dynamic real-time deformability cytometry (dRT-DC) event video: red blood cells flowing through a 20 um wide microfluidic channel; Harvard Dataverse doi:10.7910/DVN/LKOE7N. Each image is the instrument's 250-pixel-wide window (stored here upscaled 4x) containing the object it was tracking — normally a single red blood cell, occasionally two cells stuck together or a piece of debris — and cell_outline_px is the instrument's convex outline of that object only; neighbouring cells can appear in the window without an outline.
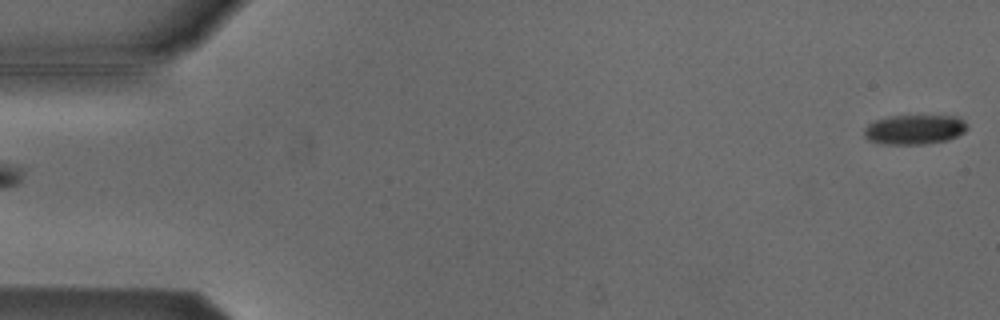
{"species": "Egyptian fruit bat (a non-hibernating species)", "species_latin": "Rousettus aegyptiacus", "temperature_condition": "cold", "stored_images_in_passage": 5, "segment_of_instrument_passage": [2, 2], "camera_frame_rate_fps": 3000, "um_per_image_px": 0.085, "animal": {"sex": "male"}, "frame": {"image": 1, "passage_image": 5, "time_ms": 1.333, "image_size_px": [1000, 320], "cell_outline_px": [[968, 128], [964, 132], [956, 136], [944, 140], [920, 144], [888, 144], [872, 140], [864, 136], [864, 128], [868, 124], [876, 120], [892, 116], [960, 116], [968, 124]], "centroid_in_image_um": [77.77, 10.99], "position_along_channel_um": 7.2, "area_um2": 17.51}}